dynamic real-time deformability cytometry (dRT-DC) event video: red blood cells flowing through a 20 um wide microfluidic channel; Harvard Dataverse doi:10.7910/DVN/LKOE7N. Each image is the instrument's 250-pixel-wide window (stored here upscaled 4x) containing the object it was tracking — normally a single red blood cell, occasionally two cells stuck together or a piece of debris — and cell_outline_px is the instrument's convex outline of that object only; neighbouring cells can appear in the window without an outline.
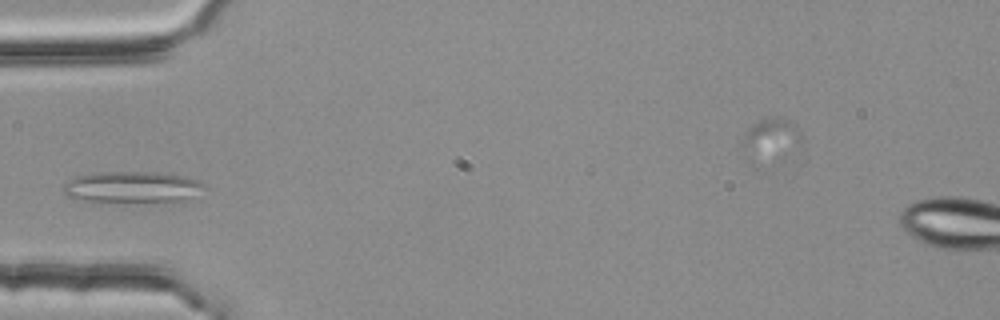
{"species": "common noctule bat (a hibernating species)", "species_latin": "Nyctalus noctula", "temperature_condition": "room temperature", "stored_images_in_passage": 4, "camera_frame_rate_fps": 3000, "um_per_image_px": 0.085, "animal": {"sex": "female", "body_mass_g": 25.1}, "frame": {"image": 1, "passage_image": 4, "time_ms": 1.0, "image_size_px": [1000, 320], "cell_outline_px": [[208, 188], [188, 200], [180, 204], [96, 204], [76, 200], [68, 196], [60, 188], [68, 180], [76, 176], [100, 172], [164, 172], [184, 176], [200, 180]], "centroid_in_image_um": [11.3, 15.99], "position_along_channel_um": 73.7, "area_um2": 28.26}}